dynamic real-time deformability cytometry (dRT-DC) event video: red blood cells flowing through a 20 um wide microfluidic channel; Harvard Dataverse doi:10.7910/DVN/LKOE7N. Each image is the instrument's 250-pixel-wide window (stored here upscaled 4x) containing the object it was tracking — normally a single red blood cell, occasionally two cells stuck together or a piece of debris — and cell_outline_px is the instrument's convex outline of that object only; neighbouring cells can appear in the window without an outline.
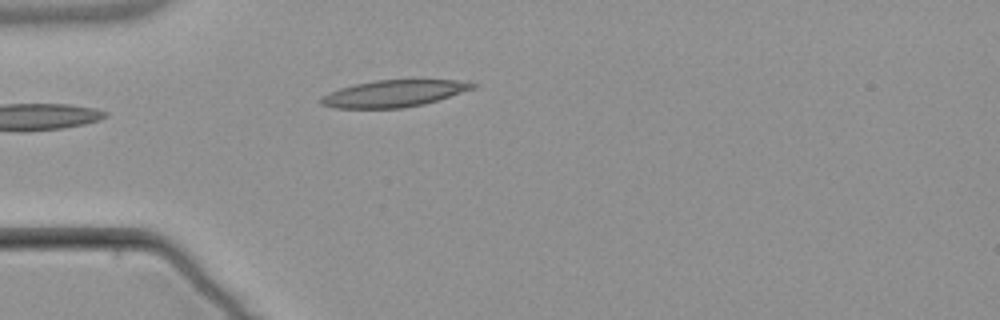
{"species": "common noctule bat (a hibernating species)", "species_latin": "Nyctalus noctula", "temperature_condition": "warm", "stored_images_in_passage": 5, "camera_frame_rate_fps": 3000, "um_per_image_px": 0.085, "animal": {"sex": "male", "body_mass_g": 21.5, "forearm_length_mm": 52.0}, "frame": {"image": 1, "passage_image": 5, "time_ms": 4.667, "image_size_px": [1000, 320], "cell_outline_px": [[480, 84], [476, 88], [424, 104], [404, 108], [336, 108], [320, 104], [320, 96], [328, 92], [340, 88], [356, 84], [376, 80], [456, 80]], "centroid_in_image_um": [33.47, 7.95], "position_along_channel_um": 51.5, "area_um2": 23.7}}